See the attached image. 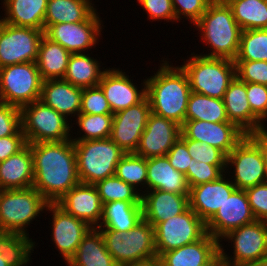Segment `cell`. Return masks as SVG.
Masks as SVG:
<instances>
[{
  "mask_svg": "<svg viewBox=\"0 0 267 266\" xmlns=\"http://www.w3.org/2000/svg\"><path fill=\"white\" fill-rule=\"evenodd\" d=\"M236 189L227 174L218 180L196 185L189 191V207L207 223Z\"/></svg>",
  "mask_w": 267,
  "mask_h": 266,
  "instance_id": "22",
  "label": "cell"
},
{
  "mask_svg": "<svg viewBox=\"0 0 267 266\" xmlns=\"http://www.w3.org/2000/svg\"><path fill=\"white\" fill-rule=\"evenodd\" d=\"M213 0H172L177 22H190L192 26L201 18ZM183 18V19H182ZM183 20V21H182Z\"/></svg>",
  "mask_w": 267,
  "mask_h": 266,
  "instance_id": "45",
  "label": "cell"
},
{
  "mask_svg": "<svg viewBox=\"0 0 267 266\" xmlns=\"http://www.w3.org/2000/svg\"><path fill=\"white\" fill-rule=\"evenodd\" d=\"M91 55L94 54L92 52L71 54L63 80L80 88L98 86L107 68L101 65V60Z\"/></svg>",
  "mask_w": 267,
  "mask_h": 266,
  "instance_id": "30",
  "label": "cell"
},
{
  "mask_svg": "<svg viewBox=\"0 0 267 266\" xmlns=\"http://www.w3.org/2000/svg\"><path fill=\"white\" fill-rule=\"evenodd\" d=\"M2 102V95H1V91H0V103Z\"/></svg>",
  "mask_w": 267,
  "mask_h": 266,
  "instance_id": "59",
  "label": "cell"
},
{
  "mask_svg": "<svg viewBox=\"0 0 267 266\" xmlns=\"http://www.w3.org/2000/svg\"><path fill=\"white\" fill-rule=\"evenodd\" d=\"M143 219L142 204L113 201L103 204L102 217L97 229L129 232Z\"/></svg>",
  "mask_w": 267,
  "mask_h": 266,
  "instance_id": "31",
  "label": "cell"
},
{
  "mask_svg": "<svg viewBox=\"0 0 267 266\" xmlns=\"http://www.w3.org/2000/svg\"><path fill=\"white\" fill-rule=\"evenodd\" d=\"M98 11L97 9L83 22L50 25L44 30V35L59 43L71 54L92 52V49L94 50L102 39L103 29L105 28L103 23L105 21L101 19L102 17Z\"/></svg>",
  "mask_w": 267,
  "mask_h": 266,
  "instance_id": "12",
  "label": "cell"
},
{
  "mask_svg": "<svg viewBox=\"0 0 267 266\" xmlns=\"http://www.w3.org/2000/svg\"><path fill=\"white\" fill-rule=\"evenodd\" d=\"M71 53L45 35L42 37L36 61L43 80L63 79Z\"/></svg>",
  "mask_w": 267,
  "mask_h": 266,
  "instance_id": "34",
  "label": "cell"
},
{
  "mask_svg": "<svg viewBox=\"0 0 267 266\" xmlns=\"http://www.w3.org/2000/svg\"><path fill=\"white\" fill-rule=\"evenodd\" d=\"M245 193L255 219L267 222V182L250 187Z\"/></svg>",
  "mask_w": 267,
  "mask_h": 266,
  "instance_id": "50",
  "label": "cell"
},
{
  "mask_svg": "<svg viewBox=\"0 0 267 266\" xmlns=\"http://www.w3.org/2000/svg\"><path fill=\"white\" fill-rule=\"evenodd\" d=\"M181 134L191 140L206 143L221 150L226 156L247 135L232 122L188 120L181 125Z\"/></svg>",
  "mask_w": 267,
  "mask_h": 266,
  "instance_id": "18",
  "label": "cell"
},
{
  "mask_svg": "<svg viewBox=\"0 0 267 266\" xmlns=\"http://www.w3.org/2000/svg\"><path fill=\"white\" fill-rule=\"evenodd\" d=\"M0 266H8L4 257L0 254Z\"/></svg>",
  "mask_w": 267,
  "mask_h": 266,
  "instance_id": "57",
  "label": "cell"
},
{
  "mask_svg": "<svg viewBox=\"0 0 267 266\" xmlns=\"http://www.w3.org/2000/svg\"><path fill=\"white\" fill-rule=\"evenodd\" d=\"M160 66L149 77H146V96L149 99L151 112L173 120L180 126L185 122V114L191 89L187 74L183 69L160 58Z\"/></svg>",
  "mask_w": 267,
  "mask_h": 266,
  "instance_id": "2",
  "label": "cell"
},
{
  "mask_svg": "<svg viewBox=\"0 0 267 266\" xmlns=\"http://www.w3.org/2000/svg\"><path fill=\"white\" fill-rule=\"evenodd\" d=\"M152 190L189 195L190 187L186 176L177 171L165 155L147 158V191Z\"/></svg>",
  "mask_w": 267,
  "mask_h": 266,
  "instance_id": "28",
  "label": "cell"
},
{
  "mask_svg": "<svg viewBox=\"0 0 267 266\" xmlns=\"http://www.w3.org/2000/svg\"><path fill=\"white\" fill-rule=\"evenodd\" d=\"M115 176L143 194L147 191V159L135 153H125L116 166Z\"/></svg>",
  "mask_w": 267,
  "mask_h": 266,
  "instance_id": "39",
  "label": "cell"
},
{
  "mask_svg": "<svg viewBox=\"0 0 267 266\" xmlns=\"http://www.w3.org/2000/svg\"><path fill=\"white\" fill-rule=\"evenodd\" d=\"M72 122H73L71 123L72 141L105 139L111 136L113 114L80 113ZM76 125L78 127L77 131H76L77 128ZM73 134H75V136Z\"/></svg>",
  "mask_w": 267,
  "mask_h": 266,
  "instance_id": "36",
  "label": "cell"
},
{
  "mask_svg": "<svg viewBox=\"0 0 267 266\" xmlns=\"http://www.w3.org/2000/svg\"><path fill=\"white\" fill-rule=\"evenodd\" d=\"M226 165H210L193 159L185 174L189 187L218 180L225 174Z\"/></svg>",
  "mask_w": 267,
  "mask_h": 266,
  "instance_id": "42",
  "label": "cell"
},
{
  "mask_svg": "<svg viewBox=\"0 0 267 266\" xmlns=\"http://www.w3.org/2000/svg\"><path fill=\"white\" fill-rule=\"evenodd\" d=\"M222 100L228 120L236 124L247 135L262 130L264 123L251 111L245 82L235 77Z\"/></svg>",
  "mask_w": 267,
  "mask_h": 266,
  "instance_id": "24",
  "label": "cell"
},
{
  "mask_svg": "<svg viewBox=\"0 0 267 266\" xmlns=\"http://www.w3.org/2000/svg\"><path fill=\"white\" fill-rule=\"evenodd\" d=\"M241 30L267 29V0H225Z\"/></svg>",
  "mask_w": 267,
  "mask_h": 266,
  "instance_id": "37",
  "label": "cell"
},
{
  "mask_svg": "<svg viewBox=\"0 0 267 266\" xmlns=\"http://www.w3.org/2000/svg\"><path fill=\"white\" fill-rule=\"evenodd\" d=\"M82 93L83 88L63 79H48L43 81L39 100L72 123L80 114Z\"/></svg>",
  "mask_w": 267,
  "mask_h": 266,
  "instance_id": "23",
  "label": "cell"
},
{
  "mask_svg": "<svg viewBox=\"0 0 267 266\" xmlns=\"http://www.w3.org/2000/svg\"><path fill=\"white\" fill-rule=\"evenodd\" d=\"M180 138L186 143L188 152L195 161L210 165H226V155L218 148L200 141L187 139L182 134Z\"/></svg>",
  "mask_w": 267,
  "mask_h": 266,
  "instance_id": "43",
  "label": "cell"
},
{
  "mask_svg": "<svg viewBox=\"0 0 267 266\" xmlns=\"http://www.w3.org/2000/svg\"><path fill=\"white\" fill-rule=\"evenodd\" d=\"M248 136L261 148L265 162V172L267 179V136L262 131L251 133Z\"/></svg>",
  "mask_w": 267,
  "mask_h": 266,
  "instance_id": "53",
  "label": "cell"
},
{
  "mask_svg": "<svg viewBox=\"0 0 267 266\" xmlns=\"http://www.w3.org/2000/svg\"><path fill=\"white\" fill-rule=\"evenodd\" d=\"M150 114L147 96L138 104L113 114L111 140L125 153H135Z\"/></svg>",
  "mask_w": 267,
  "mask_h": 266,
  "instance_id": "16",
  "label": "cell"
},
{
  "mask_svg": "<svg viewBox=\"0 0 267 266\" xmlns=\"http://www.w3.org/2000/svg\"><path fill=\"white\" fill-rule=\"evenodd\" d=\"M180 135L179 124L151 112L135 154L145 159L165 156Z\"/></svg>",
  "mask_w": 267,
  "mask_h": 266,
  "instance_id": "20",
  "label": "cell"
},
{
  "mask_svg": "<svg viewBox=\"0 0 267 266\" xmlns=\"http://www.w3.org/2000/svg\"><path fill=\"white\" fill-rule=\"evenodd\" d=\"M79 181L96 184L115 175L116 166L125 152L111 138L73 141Z\"/></svg>",
  "mask_w": 267,
  "mask_h": 266,
  "instance_id": "7",
  "label": "cell"
},
{
  "mask_svg": "<svg viewBox=\"0 0 267 266\" xmlns=\"http://www.w3.org/2000/svg\"><path fill=\"white\" fill-rule=\"evenodd\" d=\"M66 213L97 228L102 217L103 204L94 184L79 182L56 203Z\"/></svg>",
  "mask_w": 267,
  "mask_h": 266,
  "instance_id": "21",
  "label": "cell"
},
{
  "mask_svg": "<svg viewBox=\"0 0 267 266\" xmlns=\"http://www.w3.org/2000/svg\"><path fill=\"white\" fill-rule=\"evenodd\" d=\"M236 77L245 83H257L267 85V62L234 60Z\"/></svg>",
  "mask_w": 267,
  "mask_h": 266,
  "instance_id": "44",
  "label": "cell"
},
{
  "mask_svg": "<svg viewBox=\"0 0 267 266\" xmlns=\"http://www.w3.org/2000/svg\"><path fill=\"white\" fill-rule=\"evenodd\" d=\"M251 111L265 124L267 121V85L246 83Z\"/></svg>",
  "mask_w": 267,
  "mask_h": 266,
  "instance_id": "49",
  "label": "cell"
},
{
  "mask_svg": "<svg viewBox=\"0 0 267 266\" xmlns=\"http://www.w3.org/2000/svg\"><path fill=\"white\" fill-rule=\"evenodd\" d=\"M43 81L36 62L0 68L2 103L21 108L39 100Z\"/></svg>",
  "mask_w": 267,
  "mask_h": 266,
  "instance_id": "10",
  "label": "cell"
},
{
  "mask_svg": "<svg viewBox=\"0 0 267 266\" xmlns=\"http://www.w3.org/2000/svg\"><path fill=\"white\" fill-rule=\"evenodd\" d=\"M166 156L170 164L184 175L187 173L188 166H191L193 162L186 143L181 138L173 144Z\"/></svg>",
  "mask_w": 267,
  "mask_h": 266,
  "instance_id": "51",
  "label": "cell"
},
{
  "mask_svg": "<svg viewBox=\"0 0 267 266\" xmlns=\"http://www.w3.org/2000/svg\"><path fill=\"white\" fill-rule=\"evenodd\" d=\"M193 26L198 31L196 34H199L203 47L205 45V49L209 48L207 51L204 49L203 52H198L200 55L236 59L242 30L225 0H213Z\"/></svg>",
  "mask_w": 267,
  "mask_h": 266,
  "instance_id": "3",
  "label": "cell"
},
{
  "mask_svg": "<svg viewBox=\"0 0 267 266\" xmlns=\"http://www.w3.org/2000/svg\"><path fill=\"white\" fill-rule=\"evenodd\" d=\"M21 130L27 143L71 139V122L41 100L20 108Z\"/></svg>",
  "mask_w": 267,
  "mask_h": 266,
  "instance_id": "8",
  "label": "cell"
},
{
  "mask_svg": "<svg viewBox=\"0 0 267 266\" xmlns=\"http://www.w3.org/2000/svg\"><path fill=\"white\" fill-rule=\"evenodd\" d=\"M255 220L245 190L235 189L206 223V231L220 242L230 231Z\"/></svg>",
  "mask_w": 267,
  "mask_h": 266,
  "instance_id": "19",
  "label": "cell"
},
{
  "mask_svg": "<svg viewBox=\"0 0 267 266\" xmlns=\"http://www.w3.org/2000/svg\"><path fill=\"white\" fill-rule=\"evenodd\" d=\"M143 219L153 227L183 213L189 207V195L163 190L143 192L141 198Z\"/></svg>",
  "mask_w": 267,
  "mask_h": 266,
  "instance_id": "25",
  "label": "cell"
},
{
  "mask_svg": "<svg viewBox=\"0 0 267 266\" xmlns=\"http://www.w3.org/2000/svg\"><path fill=\"white\" fill-rule=\"evenodd\" d=\"M95 186L102 204L113 201L141 203L142 194L115 175L98 181Z\"/></svg>",
  "mask_w": 267,
  "mask_h": 266,
  "instance_id": "40",
  "label": "cell"
},
{
  "mask_svg": "<svg viewBox=\"0 0 267 266\" xmlns=\"http://www.w3.org/2000/svg\"><path fill=\"white\" fill-rule=\"evenodd\" d=\"M49 212V213H48ZM46 215L50 214L48 226L52 231L51 242L67 264L75 255L82 238L92 229L85 221L78 219L60 208L56 203L47 205Z\"/></svg>",
  "mask_w": 267,
  "mask_h": 266,
  "instance_id": "15",
  "label": "cell"
},
{
  "mask_svg": "<svg viewBox=\"0 0 267 266\" xmlns=\"http://www.w3.org/2000/svg\"><path fill=\"white\" fill-rule=\"evenodd\" d=\"M80 113L113 114L103 90L99 86L83 88Z\"/></svg>",
  "mask_w": 267,
  "mask_h": 266,
  "instance_id": "46",
  "label": "cell"
},
{
  "mask_svg": "<svg viewBox=\"0 0 267 266\" xmlns=\"http://www.w3.org/2000/svg\"><path fill=\"white\" fill-rule=\"evenodd\" d=\"M182 65L187 74L192 92L213 98L223 99L230 83L236 77L234 60L227 58L206 57L200 54L187 55Z\"/></svg>",
  "mask_w": 267,
  "mask_h": 266,
  "instance_id": "4",
  "label": "cell"
},
{
  "mask_svg": "<svg viewBox=\"0 0 267 266\" xmlns=\"http://www.w3.org/2000/svg\"><path fill=\"white\" fill-rule=\"evenodd\" d=\"M127 73L120 67H107L99 82L113 114L138 104L146 97V78L137 84L133 81L134 76Z\"/></svg>",
  "mask_w": 267,
  "mask_h": 266,
  "instance_id": "17",
  "label": "cell"
},
{
  "mask_svg": "<svg viewBox=\"0 0 267 266\" xmlns=\"http://www.w3.org/2000/svg\"><path fill=\"white\" fill-rule=\"evenodd\" d=\"M128 266H162L159 258H155L152 260H148L145 262H140V263H136V264H132V265H128Z\"/></svg>",
  "mask_w": 267,
  "mask_h": 266,
  "instance_id": "55",
  "label": "cell"
},
{
  "mask_svg": "<svg viewBox=\"0 0 267 266\" xmlns=\"http://www.w3.org/2000/svg\"><path fill=\"white\" fill-rule=\"evenodd\" d=\"M206 233V223L188 207L183 213L155 226L157 257L164 252L196 242Z\"/></svg>",
  "mask_w": 267,
  "mask_h": 266,
  "instance_id": "13",
  "label": "cell"
},
{
  "mask_svg": "<svg viewBox=\"0 0 267 266\" xmlns=\"http://www.w3.org/2000/svg\"><path fill=\"white\" fill-rule=\"evenodd\" d=\"M235 60L267 62V29L243 30Z\"/></svg>",
  "mask_w": 267,
  "mask_h": 266,
  "instance_id": "41",
  "label": "cell"
},
{
  "mask_svg": "<svg viewBox=\"0 0 267 266\" xmlns=\"http://www.w3.org/2000/svg\"><path fill=\"white\" fill-rule=\"evenodd\" d=\"M4 16L0 20L15 26L31 27L44 31L48 0H0Z\"/></svg>",
  "mask_w": 267,
  "mask_h": 266,
  "instance_id": "29",
  "label": "cell"
},
{
  "mask_svg": "<svg viewBox=\"0 0 267 266\" xmlns=\"http://www.w3.org/2000/svg\"><path fill=\"white\" fill-rule=\"evenodd\" d=\"M28 144L33 155V187L49 203H57L80 182L74 143L69 139Z\"/></svg>",
  "mask_w": 267,
  "mask_h": 266,
  "instance_id": "1",
  "label": "cell"
},
{
  "mask_svg": "<svg viewBox=\"0 0 267 266\" xmlns=\"http://www.w3.org/2000/svg\"><path fill=\"white\" fill-rule=\"evenodd\" d=\"M43 30L9 25L0 20V68L36 62Z\"/></svg>",
  "mask_w": 267,
  "mask_h": 266,
  "instance_id": "14",
  "label": "cell"
},
{
  "mask_svg": "<svg viewBox=\"0 0 267 266\" xmlns=\"http://www.w3.org/2000/svg\"><path fill=\"white\" fill-rule=\"evenodd\" d=\"M202 266H227L220 251L207 263Z\"/></svg>",
  "mask_w": 267,
  "mask_h": 266,
  "instance_id": "54",
  "label": "cell"
},
{
  "mask_svg": "<svg viewBox=\"0 0 267 266\" xmlns=\"http://www.w3.org/2000/svg\"><path fill=\"white\" fill-rule=\"evenodd\" d=\"M34 165L30 145L0 162V190L33 187Z\"/></svg>",
  "mask_w": 267,
  "mask_h": 266,
  "instance_id": "27",
  "label": "cell"
},
{
  "mask_svg": "<svg viewBox=\"0 0 267 266\" xmlns=\"http://www.w3.org/2000/svg\"><path fill=\"white\" fill-rule=\"evenodd\" d=\"M49 202L34 188L0 190V232L30 236L32 222L40 221ZM41 216V217H39Z\"/></svg>",
  "mask_w": 267,
  "mask_h": 266,
  "instance_id": "6",
  "label": "cell"
},
{
  "mask_svg": "<svg viewBox=\"0 0 267 266\" xmlns=\"http://www.w3.org/2000/svg\"><path fill=\"white\" fill-rule=\"evenodd\" d=\"M261 131L267 136V126H266V124L263 125Z\"/></svg>",
  "mask_w": 267,
  "mask_h": 266,
  "instance_id": "58",
  "label": "cell"
},
{
  "mask_svg": "<svg viewBox=\"0 0 267 266\" xmlns=\"http://www.w3.org/2000/svg\"><path fill=\"white\" fill-rule=\"evenodd\" d=\"M225 174L236 189L246 190L267 182L261 148L248 135L226 156Z\"/></svg>",
  "mask_w": 267,
  "mask_h": 266,
  "instance_id": "11",
  "label": "cell"
},
{
  "mask_svg": "<svg viewBox=\"0 0 267 266\" xmlns=\"http://www.w3.org/2000/svg\"><path fill=\"white\" fill-rule=\"evenodd\" d=\"M105 246L118 266H128L157 258L155 227L142 219L129 232L98 229Z\"/></svg>",
  "mask_w": 267,
  "mask_h": 266,
  "instance_id": "5",
  "label": "cell"
},
{
  "mask_svg": "<svg viewBox=\"0 0 267 266\" xmlns=\"http://www.w3.org/2000/svg\"><path fill=\"white\" fill-rule=\"evenodd\" d=\"M34 240L22 233L0 232V254L7 265L28 266L33 263L31 255L39 244Z\"/></svg>",
  "mask_w": 267,
  "mask_h": 266,
  "instance_id": "35",
  "label": "cell"
},
{
  "mask_svg": "<svg viewBox=\"0 0 267 266\" xmlns=\"http://www.w3.org/2000/svg\"><path fill=\"white\" fill-rule=\"evenodd\" d=\"M66 266H118L107 251L101 232L92 228Z\"/></svg>",
  "mask_w": 267,
  "mask_h": 266,
  "instance_id": "33",
  "label": "cell"
},
{
  "mask_svg": "<svg viewBox=\"0 0 267 266\" xmlns=\"http://www.w3.org/2000/svg\"><path fill=\"white\" fill-rule=\"evenodd\" d=\"M220 251V242L208 232L198 241L162 253V266H202Z\"/></svg>",
  "mask_w": 267,
  "mask_h": 266,
  "instance_id": "26",
  "label": "cell"
},
{
  "mask_svg": "<svg viewBox=\"0 0 267 266\" xmlns=\"http://www.w3.org/2000/svg\"><path fill=\"white\" fill-rule=\"evenodd\" d=\"M243 266H267V257L263 259H259L255 262L247 263Z\"/></svg>",
  "mask_w": 267,
  "mask_h": 266,
  "instance_id": "56",
  "label": "cell"
},
{
  "mask_svg": "<svg viewBox=\"0 0 267 266\" xmlns=\"http://www.w3.org/2000/svg\"><path fill=\"white\" fill-rule=\"evenodd\" d=\"M223 241L226 242L225 246ZM230 242L231 245L229 244ZM227 245L233 248L228 253L226 251L228 249ZM220 253L227 266H243L247 263L266 258L267 222L255 220L252 223L230 231L220 240Z\"/></svg>",
  "mask_w": 267,
  "mask_h": 266,
  "instance_id": "9",
  "label": "cell"
},
{
  "mask_svg": "<svg viewBox=\"0 0 267 266\" xmlns=\"http://www.w3.org/2000/svg\"><path fill=\"white\" fill-rule=\"evenodd\" d=\"M24 135L21 130L20 108L14 105L0 103V137Z\"/></svg>",
  "mask_w": 267,
  "mask_h": 266,
  "instance_id": "48",
  "label": "cell"
},
{
  "mask_svg": "<svg viewBox=\"0 0 267 266\" xmlns=\"http://www.w3.org/2000/svg\"><path fill=\"white\" fill-rule=\"evenodd\" d=\"M27 144L24 135L0 137V162L16 154Z\"/></svg>",
  "mask_w": 267,
  "mask_h": 266,
  "instance_id": "52",
  "label": "cell"
},
{
  "mask_svg": "<svg viewBox=\"0 0 267 266\" xmlns=\"http://www.w3.org/2000/svg\"><path fill=\"white\" fill-rule=\"evenodd\" d=\"M230 122L222 99L191 92L187 104L185 121Z\"/></svg>",
  "mask_w": 267,
  "mask_h": 266,
  "instance_id": "38",
  "label": "cell"
},
{
  "mask_svg": "<svg viewBox=\"0 0 267 266\" xmlns=\"http://www.w3.org/2000/svg\"><path fill=\"white\" fill-rule=\"evenodd\" d=\"M92 0H48L44 30L53 24L86 21L96 10Z\"/></svg>",
  "mask_w": 267,
  "mask_h": 266,
  "instance_id": "32",
  "label": "cell"
},
{
  "mask_svg": "<svg viewBox=\"0 0 267 266\" xmlns=\"http://www.w3.org/2000/svg\"><path fill=\"white\" fill-rule=\"evenodd\" d=\"M137 2L142 7L143 12L145 11V14H147V19L150 22L161 20V23L164 20L166 23H178L172 0H137Z\"/></svg>",
  "mask_w": 267,
  "mask_h": 266,
  "instance_id": "47",
  "label": "cell"
}]
</instances>
